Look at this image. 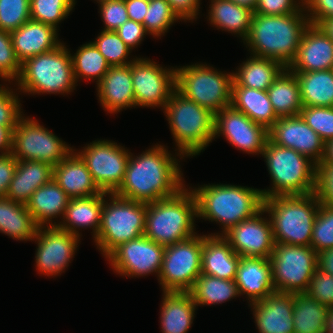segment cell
Instances as JSON below:
<instances>
[{"label": "cell", "instance_id": "cell-19", "mask_svg": "<svg viewBox=\"0 0 333 333\" xmlns=\"http://www.w3.org/2000/svg\"><path fill=\"white\" fill-rule=\"evenodd\" d=\"M264 209L252 218L241 221L222 236L240 257H259L269 259L275 240L269 217Z\"/></svg>", "mask_w": 333, "mask_h": 333}, {"label": "cell", "instance_id": "cell-22", "mask_svg": "<svg viewBox=\"0 0 333 333\" xmlns=\"http://www.w3.org/2000/svg\"><path fill=\"white\" fill-rule=\"evenodd\" d=\"M292 72L333 69V41L314 24L303 33L295 59L287 67Z\"/></svg>", "mask_w": 333, "mask_h": 333}, {"label": "cell", "instance_id": "cell-41", "mask_svg": "<svg viewBox=\"0 0 333 333\" xmlns=\"http://www.w3.org/2000/svg\"><path fill=\"white\" fill-rule=\"evenodd\" d=\"M75 5L76 0H30V17L59 30L60 22L69 16Z\"/></svg>", "mask_w": 333, "mask_h": 333}, {"label": "cell", "instance_id": "cell-57", "mask_svg": "<svg viewBox=\"0 0 333 333\" xmlns=\"http://www.w3.org/2000/svg\"><path fill=\"white\" fill-rule=\"evenodd\" d=\"M148 4L149 1L146 0H125L129 20L143 23Z\"/></svg>", "mask_w": 333, "mask_h": 333}, {"label": "cell", "instance_id": "cell-5", "mask_svg": "<svg viewBox=\"0 0 333 333\" xmlns=\"http://www.w3.org/2000/svg\"><path fill=\"white\" fill-rule=\"evenodd\" d=\"M163 110L176 143L175 151L183 157L199 155L214 139L215 114L176 89Z\"/></svg>", "mask_w": 333, "mask_h": 333}, {"label": "cell", "instance_id": "cell-14", "mask_svg": "<svg viewBox=\"0 0 333 333\" xmlns=\"http://www.w3.org/2000/svg\"><path fill=\"white\" fill-rule=\"evenodd\" d=\"M84 161L95 184L107 194H114L121 186L130 151L117 142L94 140L83 149H73Z\"/></svg>", "mask_w": 333, "mask_h": 333}, {"label": "cell", "instance_id": "cell-36", "mask_svg": "<svg viewBox=\"0 0 333 333\" xmlns=\"http://www.w3.org/2000/svg\"><path fill=\"white\" fill-rule=\"evenodd\" d=\"M267 93L278 118L300 114L303 108L300 85L295 73L288 68L275 79Z\"/></svg>", "mask_w": 333, "mask_h": 333}, {"label": "cell", "instance_id": "cell-13", "mask_svg": "<svg viewBox=\"0 0 333 333\" xmlns=\"http://www.w3.org/2000/svg\"><path fill=\"white\" fill-rule=\"evenodd\" d=\"M202 235L165 246L157 280L163 292H189L201 274Z\"/></svg>", "mask_w": 333, "mask_h": 333}, {"label": "cell", "instance_id": "cell-62", "mask_svg": "<svg viewBox=\"0 0 333 333\" xmlns=\"http://www.w3.org/2000/svg\"><path fill=\"white\" fill-rule=\"evenodd\" d=\"M323 333H333V307L328 308L324 321Z\"/></svg>", "mask_w": 333, "mask_h": 333}, {"label": "cell", "instance_id": "cell-9", "mask_svg": "<svg viewBox=\"0 0 333 333\" xmlns=\"http://www.w3.org/2000/svg\"><path fill=\"white\" fill-rule=\"evenodd\" d=\"M146 211L147 203L104 193L99 232L94 242L105 258L120 244L144 235Z\"/></svg>", "mask_w": 333, "mask_h": 333}, {"label": "cell", "instance_id": "cell-10", "mask_svg": "<svg viewBox=\"0 0 333 333\" xmlns=\"http://www.w3.org/2000/svg\"><path fill=\"white\" fill-rule=\"evenodd\" d=\"M178 67L175 89L184 97L213 114L231 106L233 72L223 73L206 63L198 62Z\"/></svg>", "mask_w": 333, "mask_h": 333}, {"label": "cell", "instance_id": "cell-4", "mask_svg": "<svg viewBox=\"0 0 333 333\" xmlns=\"http://www.w3.org/2000/svg\"><path fill=\"white\" fill-rule=\"evenodd\" d=\"M197 201L189 187L175 195L147 203L145 233L150 240L168 246L197 234Z\"/></svg>", "mask_w": 333, "mask_h": 333}, {"label": "cell", "instance_id": "cell-61", "mask_svg": "<svg viewBox=\"0 0 333 333\" xmlns=\"http://www.w3.org/2000/svg\"><path fill=\"white\" fill-rule=\"evenodd\" d=\"M318 26L333 41V18H326Z\"/></svg>", "mask_w": 333, "mask_h": 333}, {"label": "cell", "instance_id": "cell-63", "mask_svg": "<svg viewBox=\"0 0 333 333\" xmlns=\"http://www.w3.org/2000/svg\"><path fill=\"white\" fill-rule=\"evenodd\" d=\"M229 1L237 5L248 7L254 11L258 0H229Z\"/></svg>", "mask_w": 333, "mask_h": 333}, {"label": "cell", "instance_id": "cell-56", "mask_svg": "<svg viewBox=\"0 0 333 333\" xmlns=\"http://www.w3.org/2000/svg\"><path fill=\"white\" fill-rule=\"evenodd\" d=\"M17 164L12 152L0 155V197L6 196Z\"/></svg>", "mask_w": 333, "mask_h": 333}, {"label": "cell", "instance_id": "cell-52", "mask_svg": "<svg viewBox=\"0 0 333 333\" xmlns=\"http://www.w3.org/2000/svg\"><path fill=\"white\" fill-rule=\"evenodd\" d=\"M314 192L320 203L333 206V165L316 166Z\"/></svg>", "mask_w": 333, "mask_h": 333}, {"label": "cell", "instance_id": "cell-38", "mask_svg": "<svg viewBox=\"0 0 333 333\" xmlns=\"http://www.w3.org/2000/svg\"><path fill=\"white\" fill-rule=\"evenodd\" d=\"M189 293L197 307L222 304L240 296L235 280H225L204 274H200L196 279Z\"/></svg>", "mask_w": 333, "mask_h": 333}, {"label": "cell", "instance_id": "cell-32", "mask_svg": "<svg viewBox=\"0 0 333 333\" xmlns=\"http://www.w3.org/2000/svg\"><path fill=\"white\" fill-rule=\"evenodd\" d=\"M231 106L268 130L278 120L267 91L239 86L234 80Z\"/></svg>", "mask_w": 333, "mask_h": 333}, {"label": "cell", "instance_id": "cell-64", "mask_svg": "<svg viewBox=\"0 0 333 333\" xmlns=\"http://www.w3.org/2000/svg\"><path fill=\"white\" fill-rule=\"evenodd\" d=\"M98 4L102 3V2H105V1H108V0H95Z\"/></svg>", "mask_w": 333, "mask_h": 333}, {"label": "cell", "instance_id": "cell-48", "mask_svg": "<svg viewBox=\"0 0 333 333\" xmlns=\"http://www.w3.org/2000/svg\"><path fill=\"white\" fill-rule=\"evenodd\" d=\"M15 89L0 84V125L16 126L18 120L25 115L21 111L20 98Z\"/></svg>", "mask_w": 333, "mask_h": 333}, {"label": "cell", "instance_id": "cell-29", "mask_svg": "<svg viewBox=\"0 0 333 333\" xmlns=\"http://www.w3.org/2000/svg\"><path fill=\"white\" fill-rule=\"evenodd\" d=\"M103 203L104 192L95 196L71 198L57 226L79 237L82 236L79 230L91 228L94 239L99 232Z\"/></svg>", "mask_w": 333, "mask_h": 333}, {"label": "cell", "instance_id": "cell-58", "mask_svg": "<svg viewBox=\"0 0 333 333\" xmlns=\"http://www.w3.org/2000/svg\"><path fill=\"white\" fill-rule=\"evenodd\" d=\"M317 266L321 271L333 275V248L323 250L317 254Z\"/></svg>", "mask_w": 333, "mask_h": 333}, {"label": "cell", "instance_id": "cell-53", "mask_svg": "<svg viewBox=\"0 0 333 333\" xmlns=\"http://www.w3.org/2000/svg\"><path fill=\"white\" fill-rule=\"evenodd\" d=\"M115 31L123 42L132 50L141 44L146 35H149L142 23L133 20H127Z\"/></svg>", "mask_w": 333, "mask_h": 333}, {"label": "cell", "instance_id": "cell-20", "mask_svg": "<svg viewBox=\"0 0 333 333\" xmlns=\"http://www.w3.org/2000/svg\"><path fill=\"white\" fill-rule=\"evenodd\" d=\"M269 139L276 145L291 148L316 164L324 156L325 143L299 115L279 117L269 129Z\"/></svg>", "mask_w": 333, "mask_h": 333}, {"label": "cell", "instance_id": "cell-37", "mask_svg": "<svg viewBox=\"0 0 333 333\" xmlns=\"http://www.w3.org/2000/svg\"><path fill=\"white\" fill-rule=\"evenodd\" d=\"M293 73L300 85L303 106L333 107V69Z\"/></svg>", "mask_w": 333, "mask_h": 333}, {"label": "cell", "instance_id": "cell-49", "mask_svg": "<svg viewBox=\"0 0 333 333\" xmlns=\"http://www.w3.org/2000/svg\"><path fill=\"white\" fill-rule=\"evenodd\" d=\"M305 293L327 308L333 307V275L317 267Z\"/></svg>", "mask_w": 333, "mask_h": 333}, {"label": "cell", "instance_id": "cell-17", "mask_svg": "<svg viewBox=\"0 0 333 333\" xmlns=\"http://www.w3.org/2000/svg\"><path fill=\"white\" fill-rule=\"evenodd\" d=\"M165 246L145 235L120 244L107 257L113 271L121 276L143 277L152 273L159 277Z\"/></svg>", "mask_w": 333, "mask_h": 333}, {"label": "cell", "instance_id": "cell-43", "mask_svg": "<svg viewBox=\"0 0 333 333\" xmlns=\"http://www.w3.org/2000/svg\"><path fill=\"white\" fill-rule=\"evenodd\" d=\"M178 21L166 0H150L142 24L149 35L161 38Z\"/></svg>", "mask_w": 333, "mask_h": 333}, {"label": "cell", "instance_id": "cell-46", "mask_svg": "<svg viewBox=\"0 0 333 333\" xmlns=\"http://www.w3.org/2000/svg\"><path fill=\"white\" fill-rule=\"evenodd\" d=\"M300 116L324 143L333 139V107L303 106Z\"/></svg>", "mask_w": 333, "mask_h": 333}, {"label": "cell", "instance_id": "cell-28", "mask_svg": "<svg viewBox=\"0 0 333 333\" xmlns=\"http://www.w3.org/2000/svg\"><path fill=\"white\" fill-rule=\"evenodd\" d=\"M70 199L52 179L32 194L26 206L38 227L57 226L59 220L53 219L60 217L62 220Z\"/></svg>", "mask_w": 333, "mask_h": 333}, {"label": "cell", "instance_id": "cell-39", "mask_svg": "<svg viewBox=\"0 0 333 333\" xmlns=\"http://www.w3.org/2000/svg\"><path fill=\"white\" fill-rule=\"evenodd\" d=\"M328 308L306 293H294V333H323Z\"/></svg>", "mask_w": 333, "mask_h": 333}, {"label": "cell", "instance_id": "cell-42", "mask_svg": "<svg viewBox=\"0 0 333 333\" xmlns=\"http://www.w3.org/2000/svg\"><path fill=\"white\" fill-rule=\"evenodd\" d=\"M92 43L104 56L110 66L131 64L136 58L129 60L132 49L119 37L116 31L102 30Z\"/></svg>", "mask_w": 333, "mask_h": 333}, {"label": "cell", "instance_id": "cell-34", "mask_svg": "<svg viewBox=\"0 0 333 333\" xmlns=\"http://www.w3.org/2000/svg\"><path fill=\"white\" fill-rule=\"evenodd\" d=\"M285 68L280 61L251 55L233 71V80L239 86L267 91Z\"/></svg>", "mask_w": 333, "mask_h": 333}, {"label": "cell", "instance_id": "cell-1", "mask_svg": "<svg viewBox=\"0 0 333 333\" xmlns=\"http://www.w3.org/2000/svg\"><path fill=\"white\" fill-rule=\"evenodd\" d=\"M174 155L158 143L137 156L130 152L123 182L114 194L144 203L175 195L186 184L178 164L184 157L179 152Z\"/></svg>", "mask_w": 333, "mask_h": 333}, {"label": "cell", "instance_id": "cell-31", "mask_svg": "<svg viewBox=\"0 0 333 333\" xmlns=\"http://www.w3.org/2000/svg\"><path fill=\"white\" fill-rule=\"evenodd\" d=\"M160 326L162 333H187L197 309L189 292H162Z\"/></svg>", "mask_w": 333, "mask_h": 333}, {"label": "cell", "instance_id": "cell-59", "mask_svg": "<svg viewBox=\"0 0 333 333\" xmlns=\"http://www.w3.org/2000/svg\"><path fill=\"white\" fill-rule=\"evenodd\" d=\"M16 126L0 125V155L11 152L12 130Z\"/></svg>", "mask_w": 333, "mask_h": 333}, {"label": "cell", "instance_id": "cell-33", "mask_svg": "<svg viewBox=\"0 0 333 333\" xmlns=\"http://www.w3.org/2000/svg\"><path fill=\"white\" fill-rule=\"evenodd\" d=\"M208 20L210 25L222 31L233 33L244 41L250 31L254 11L234 4L229 0H210Z\"/></svg>", "mask_w": 333, "mask_h": 333}, {"label": "cell", "instance_id": "cell-11", "mask_svg": "<svg viewBox=\"0 0 333 333\" xmlns=\"http://www.w3.org/2000/svg\"><path fill=\"white\" fill-rule=\"evenodd\" d=\"M317 260L311 246L275 243L269 258L275 291L305 293L317 270Z\"/></svg>", "mask_w": 333, "mask_h": 333}, {"label": "cell", "instance_id": "cell-21", "mask_svg": "<svg viewBox=\"0 0 333 333\" xmlns=\"http://www.w3.org/2000/svg\"><path fill=\"white\" fill-rule=\"evenodd\" d=\"M259 333H294V294L273 291L265 299L248 305Z\"/></svg>", "mask_w": 333, "mask_h": 333}, {"label": "cell", "instance_id": "cell-27", "mask_svg": "<svg viewBox=\"0 0 333 333\" xmlns=\"http://www.w3.org/2000/svg\"><path fill=\"white\" fill-rule=\"evenodd\" d=\"M53 179L70 198L95 196L102 192L74 150L53 167Z\"/></svg>", "mask_w": 333, "mask_h": 333}, {"label": "cell", "instance_id": "cell-16", "mask_svg": "<svg viewBox=\"0 0 333 333\" xmlns=\"http://www.w3.org/2000/svg\"><path fill=\"white\" fill-rule=\"evenodd\" d=\"M80 238L58 226L38 227L32 240L37 244L35 254L37 272L48 277L64 273L75 256Z\"/></svg>", "mask_w": 333, "mask_h": 333}, {"label": "cell", "instance_id": "cell-50", "mask_svg": "<svg viewBox=\"0 0 333 333\" xmlns=\"http://www.w3.org/2000/svg\"><path fill=\"white\" fill-rule=\"evenodd\" d=\"M98 5L104 31H115L129 20L125 0H108Z\"/></svg>", "mask_w": 333, "mask_h": 333}, {"label": "cell", "instance_id": "cell-47", "mask_svg": "<svg viewBox=\"0 0 333 333\" xmlns=\"http://www.w3.org/2000/svg\"><path fill=\"white\" fill-rule=\"evenodd\" d=\"M20 72L21 63L15 55L11 34L0 30V79L12 83L19 78Z\"/></svg>", "mask_w": 333, "mask_h": 333}, {"label": "cell", "instance_id": "cell-26", "mask_svg": "<svg viewBox=\"0 0 333 333\" xmlns=\"http://www.w3.org/2000/svg\"><path fill=\"white\" fill-rule=\"evenodd\" d=\"M241 295H246L249 304L265 299L275 291L269 259L241 257L235 277Z\"/></svg>", "mask_w": 333, "mask_h": 333}, {"label": "cell", "instance_id": "cell-25", "mask_svg": "<svg viewBox=\"0 0 333 333\" xmlns=\"http://www.w3.org/2000/svg\"><path fill=\"white\" fill-rule=\"evenodd\" d=\"M240 259L222 235H202L201 274L235 280Z\"/></svg>", "mask_w": 333, "mask_h": 333}, {"label": "cell", "instance_id": "cell-40", "mask_svg": "<svg viewBox=\"0 0 333 333\" xmlns=\"http://www.w3.org/2000/svg\"><path fill=\"white\" fill-rule=\"evenodd\" d=\"M71 58L76 84L82 79H93L98 84L111 67L92 41L80 46Z\"/></svg>", "mask_w": 333, "mask_h": 333}, {"label": "cell", "instance_id": "cell-2", "mask_svg": "<svg viewBox=\"0 0 333 333\" xmlns=\"http://www.w3.org/2000/svg\"><path fill=\"white\" fill-rule=\"evenodd\" d=\"M310 20L306 13L288 15L254 14L243 41L252 56L280 61L286 68L295 59Z\"/></svg>", "mask_w": 333, "mask_h": 333}, {"label": "cell", "instance_id": "cell-54", "mask_svg": "<svg viewBox=\"0 0 333 333\" xmlns=\"http://www.w3.org/2000/svg\"><path fill=\"white\" fill-rule=\"evenodd\" d=\"M304 7L311 24L333 18V0H304Z\"/></svg>", "mask_w": 333, "mask_h": 333}, {"label": "cell", "instance_id": "cell-24", "mask_svg": "<svg viewBox=\"0 0 333 333\" xmlns=\"http://www.w3.org/2000/svg\"><path fill=\"white\" fill-rule=\"evenodd\" d=\"M58 30L48 24L29 19L10 32L15 55L20 63L26 59L50 52L62 44Z\"/></svg>", "mask_w": 333, "mask_h": 333}, {"label": "cell", "instance_id": "cell-23", "mask_svg": "<svg viewBox=\"0 0 333 333\" xmlns=\"http://www.w3.org/2000/svg\"><path fill=\"white\" fill-rule=\"evenodd\" d=\"M97 96L107 113L136 107L130 64L111 66L97 84Z\"/></svg>", "mask_w": 333, "mask_h": 333}, {"label": "cell", "instance_id": "cell-18", "mask_svg": "<svg viewBox=\"0 0 333 333\" xmlns=\"http://www.w3.org/2000/svg\"><path fill=\"white\" fill-rule=\"evenodd\" d=\"M220 135L240 151L262 155L269 139V130L229 106L215 114L214 140Z\"/></svg>", "mask_w": 333, "mask_h": 333}, {"label": "cell", "instance_id": "cell-6", "mask_svg": "<svg viewBox=\"0 0 333 333\" xmlns=\"http://www.w3.org/2000/svg\"><path fill=\"white\" fill-rule=\"evenodd\" d=\"M319 204L315 192L264 198L275 243L310 246Z\"/></svg>", "mask_w": 333, "mask_h": 333}, {"label": "cell", "instance_id": "cell-51", "mask_svg": "<svg viewBox=\"0 0 333 333\" xmlns=\"http://www.w3.org/2000/svg\"><path fill=\"white\" fill-rule=\"evenodd\" d=\"M306 13L304 0H258L254 14L288 15Z\"/></svg>", "mask_w": 333, "mask_h": 333}, {"label": "cell", "instance_id": "cell-12", "mask_svg": "<svg viewBox=\"0 0 333 333\" xmlns=\"http://www.w3.org/2000/svg\"><path fill=\"white\" fill-rule=\"evenodd\" d=\"M73 149L52 131L29 116L26 118L23 115L12 130L11 152L18 161H40L55 166L64 160Z\"/></svg>", "mask_w": 333, "mask_h": 333}, {"label": "cell", "instance_id": "cell-55", "mask_svg": "<svg viewBox=\"0 0 333 333\" xmlns=\"http://www.w3.org/2000/svg\"><path fill=\"white\" fill-rule=\"evenodd\" d=\"M173 13L178 17L182 22H193L198 18L200 14V4L201 0H166Z\"/></svg>", "mask_w": 333, "mask_h": 333}, {"label": "cell", "instance_id": "cell-60", "mask_svg": "<svg viewBox=\"0 0 333 333\" xmlns=\"http://www.w3.org/2000/svg\"><path fill=\"white\" fill-rule=\"evenodd\" d=\"M317 165H333V139L325 143L323 159Z\"/></svg>", "mask_w": 333, "mask_h": 333}, {"label": "cell", "instance_id": "cell-7", "mask_svg": "<svg viewBox=\"0 0 333 333\" xmlns=\"http://www.w3.org/2000/svg\"><path fill=\"white\" fill-rule=\"evenodd\" d=\"M17 92L32 95L73 92L76 84L69 48L62 43L54 50L36 55L21 63L19 78L15 81Z\"/></svg>", "mask_w": 333, "mask_h": 333}, {"label": "cell", "instance_id": "cell-3", "mask_svg": "<svg viewBox=\"0 0 333 333\" xmlns=\"http://www.w3.org/2000/svg\"><path fill=\"white\" fill-rule=\"evenodd\" d=\"M190 188L197 201V218L219 223L222 227L221 233L210 235H223L263 209L261 189L221 183Z\"/></svg>", "mask_w": 333, "mask_h": 333}, {"label": "cell", "instance_id": "cell-35", "mask_svg": "<svg viewBox=\"0 0 333 333\" xmlns=\"http://www.w3.org/2000/svg\"><path fill=\"white\" fill-rule=\"evenodd\" d=\"M37 228L26 205L0 197V233L16 241L32 242Z\"/></svg>", "mask_w": 333, "mask_h": 333}, {"label": "cell", "instance_id": "cell-15", "mask_svg": "<svg viewBox=\"0 0 333 333\" xmlns=\"http://www.w3.org/2000/svg\"><path fill=\"white\" fill-rule=\"evenodd\" d=\"M136 107H159L163 110L176 88V67H163L148 58L130 64Z\"/></svg>", "mask_w": 333, "mask_h": 333}, {"label": "cell", "instance_id": "cell-8", "mask_svg": "<svg viewBox=\"0 0 333 333\" xmlns=\"http://www.w3.org/2000/svg\"><path fill=\"white\" fill-rule=\"evenodd\" d=\"M261 156L265 159L272 180L271 188L261 189L263 198L315 191L317 164L309 157L276 145L270 139Z\"/></svg>", "mask_w": 333, "mask_h": 333}, {"label": "cell", "instance_id": "cell-44", "mask_svg": "<svg viewBox=\"0 0 333 333\" xmlns=\"http://www.w3.org/2000/svg\"><path fill=\"white\" fill-rule=\"evenodd\" d=\"M310 246L317 254L323 250L333 248V206L319 204Z\"/></svg>", "mask_w": 333, "mask_h": 333}, {"label": "cell", "instance_id": "cell-30", "mask_svg": "<svg viewBox=\"0 0 333 333\" xmlns=\"http://www.w3.org/2000/svg\"><path fill=\"white\" fill-rule=\"evenodd\" d=\"M51 164L40 161H18L6 197L26 205L32 194L53 179Z\"/></svg>", "mask_w": 333, "mask_h": 333}, {"label": "cell", "instance_id": "cell-45", "mask_svg": "<svg viewBox=\"0 0 333 333\" xmlns=\"http://www.w3.org/2000/svg\"><path fill=\"white\" fill-rule=\"evenodd\" d=\"M30 17V0H0V30L12 32Z\"/></svg>", "mask_w": 333, "mask_h": 333}]
</instances>
